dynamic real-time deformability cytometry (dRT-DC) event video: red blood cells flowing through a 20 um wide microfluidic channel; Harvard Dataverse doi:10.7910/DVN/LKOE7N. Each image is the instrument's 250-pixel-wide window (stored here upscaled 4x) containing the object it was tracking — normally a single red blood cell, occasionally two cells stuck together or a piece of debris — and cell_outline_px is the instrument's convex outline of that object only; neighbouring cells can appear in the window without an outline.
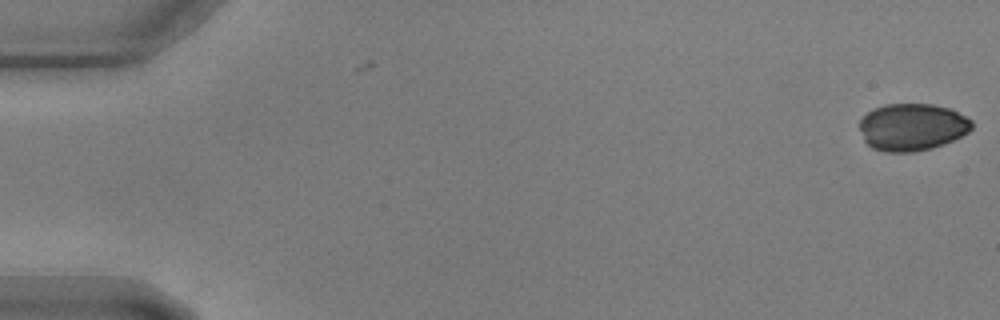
{"species": "common noctule bat (a hibernating species)", "species_latin": "Nyctalus noctula", "temperature_condition": "warm", "stored_images_in_passage": 4, "camera_frame_rate_fps": 3000, "um_per_image_px": 0.085, "animal": {"sex": "male", "body_mass_g": 17.9, "forearm_length_mm": 54.2}, "frame": {"image": 1, "passage_image": 4, "time_ms": 1.0, "image_size_px": [1000, 320], "cell_outline_px": [[972, 128], [968, 132], [944, 144], [932, 148], [916, 152], [884, 152], [872, 148], [864, 140], [860, 128], [860, 120], [872, 108], [884, 104], [932, 104], [948, 108], [972, 120]], "centroid_in_image_um": [77.51, 10.8], "position_along_channel_um": 7.5, "area_um2": 30.87}}